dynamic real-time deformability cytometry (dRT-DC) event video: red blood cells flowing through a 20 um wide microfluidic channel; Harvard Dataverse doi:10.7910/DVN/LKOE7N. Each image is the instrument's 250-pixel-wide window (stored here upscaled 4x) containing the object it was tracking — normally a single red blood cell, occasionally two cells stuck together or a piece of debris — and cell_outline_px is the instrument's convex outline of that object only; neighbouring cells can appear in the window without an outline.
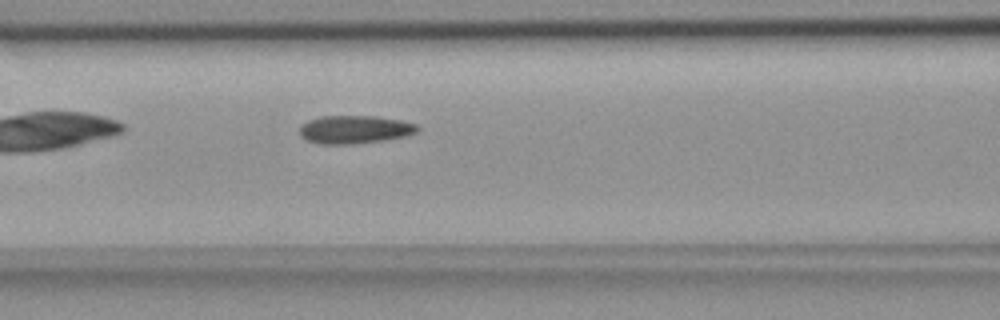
{"species": "common noctule bat (a hibernating species)", "species_latin": "Nyctalus noctula", "temperature_condition": "room temperature", "stored_images_in_passage": 34, "camera_frame_rate_fps": 3000, "um_per_image_px": 0.085, "animal": {"sex": "female", "body_mass_g": 18.4}, "frame": {"image": 1, "passage_image": 7, "time_ms": 2.0, "image_size_px": [1000, 320], "cell_outline_px": [[420, 128], [416, 132], [408, 136], [384, 140], [352, 144], [320, 144], [308, 140], [300, 136], [300, 128], [308, 120], [320, 116], [376, 116], [400, 120], [416, 124]], "centroid_in_image_um": [30.17, 11.01], "position_along_channel_um": 136.4, "area_um2": 19.31}}
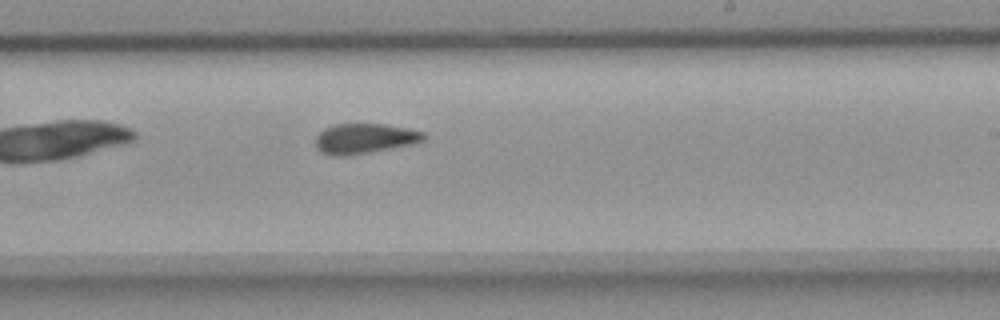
{"frame": {"image": 2, "passage_image": 17, "time_ms": 5.333, "image_size_px": [1000, 320], "cell_outline_px": [[428, 136], [424, 140], [416, 144], [348, 156], [332, 156], [316, 148], [316, 136], [324, 128], [336, 124], [384, 124], [408, 128], [424, 132]], "centroid_in_image_um": [31.04, 11.78], "position_along_channel_um": 258.0, "area_um2": 19.19}}
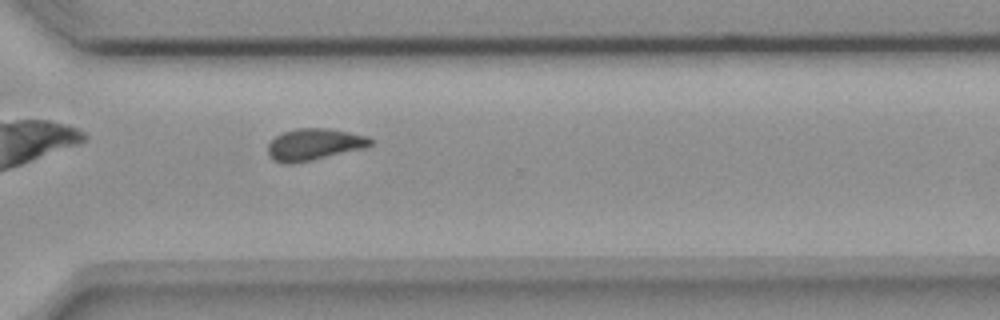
{"frame": {"image": 3, "passage_image": 24, "time_ms": 7.667, "image_size_px": [1000, 320], "cell_outline_px": [[372, 144], [364, 148], [312, 160], [292, 164], [284, 164], [272, 160], [268, 156], [268, 144], [276, 136], [284, 132], [296, 128], [328, 128], [368, 136], [372, 140]], "centroid_in_image_um": [26.67, 12.28], "position_along_channel_um": 343.9, "area_um2": 18.96}, "authors_computed_cell_mechanics": {"area_um2": 18.9584, "velocity_mm_per_s": 3.6658, "shape_relaxation_time_tau1_ms": 6.7433, "shape_relaxation_time_tau2_ms": 2.8909, "deformation_change_tau1": 0.1564, "deformation_change_tau2": 0.1019}}